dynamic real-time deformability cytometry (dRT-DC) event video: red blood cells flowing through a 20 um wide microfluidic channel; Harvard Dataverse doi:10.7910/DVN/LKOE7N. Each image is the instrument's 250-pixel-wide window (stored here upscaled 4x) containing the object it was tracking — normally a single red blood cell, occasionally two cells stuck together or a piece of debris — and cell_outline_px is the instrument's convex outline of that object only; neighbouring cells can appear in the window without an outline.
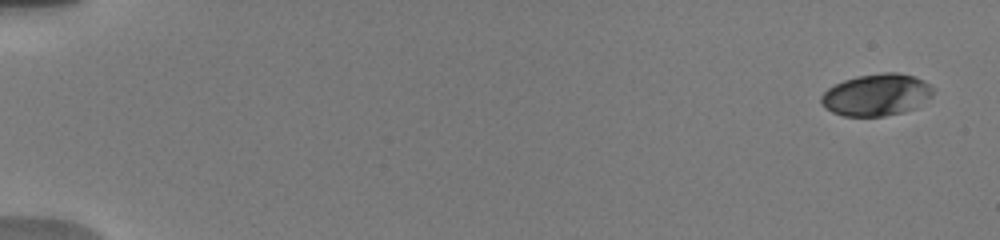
{"species": "human", "species_latin": "Homo sapiens", "temperature_condition": "warm", "stored_images_in_passage": 7, "camera_frame_rate_fps": 3000, "um_per_image_px": 0.085, "donor": {"sex": "male"}, "frame": {"image": 1, "passage_image": 1, "time_ms": 0.0, "image_size_px": [1000, 240], "cell_outline_px": [[936, 88], [932, 96], [916, 108], [904, 112], [884, 116], [844, 116], [832, 112], [820, 104], [820, 96], [828, 88], [844, 80], [856, 76], [880, 72], [896, 72], [912, 76], [924, 80]], "centroid_in_image_um": [74.52, 8.06], "position_along_channel_um": 10.5, "area_um2": 27.69}}
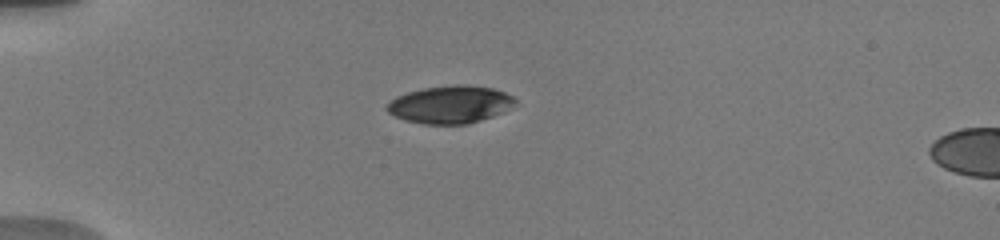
{"frame": {"image": 2, "passage_image": 6, "time_ms": 4.667, "image_size_px": [1000, 240], "cell_outline_px": [[516, 104], [512, 108], [504, 112], [468, 124], [424, 124], [404, 120], [388, 112], [384, 108], [396, 96], [408, 92], [424, 88], [456, 84], [464, 84], [492, 88], [504, 92], [512, 96], [516, 100]], "centroid_in_image_um": [38.29, 8.88], "position_along_channel_um": 46.7, "area_um2": 28.15}}